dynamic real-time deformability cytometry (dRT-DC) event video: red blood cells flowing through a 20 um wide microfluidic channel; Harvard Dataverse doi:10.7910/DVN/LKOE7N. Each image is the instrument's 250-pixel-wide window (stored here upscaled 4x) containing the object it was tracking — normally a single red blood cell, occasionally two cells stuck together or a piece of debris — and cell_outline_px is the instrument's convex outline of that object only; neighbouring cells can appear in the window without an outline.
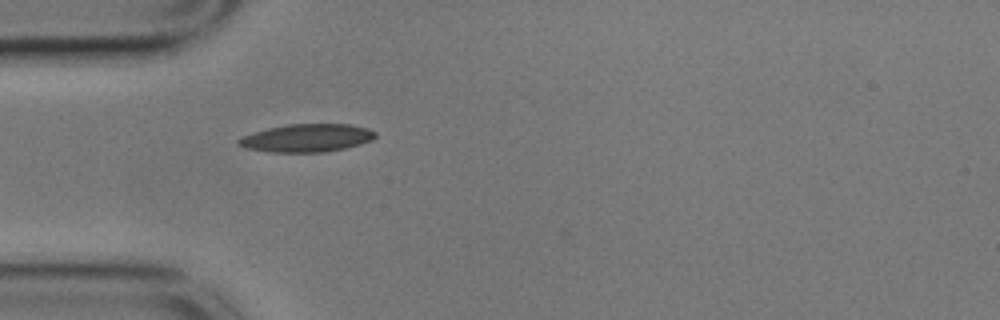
{"species": "common noctule bat (a hibernating species)", "species_latin": "Nyctalus noctula", "temperature_condition": "cold", "stored_images_in_passage": 39, "camera_frame_rate_fps": 3000, "um_per_image_px": 0.085, "animal": {"sex": "male", "body_mass_g": 17.9}, "frame": {"image": 1, "passage_image": 1, "time_ms": 0.0, "image_size_px": [1000, 320], "cell_outline_px": [[376, 136], [372, 140], [360, 144], [344, 148], [324, 152], [268, 152], [244, 148], [236, 144], [236, 140], [244, 136], [268, 128], [288, 124], [348, 124], [368, 128], [376, 132]], "centroid_in_image_um": [26.07, 11.73], "position_along_channel_um": 58.9, "area_um2": 22.25}}
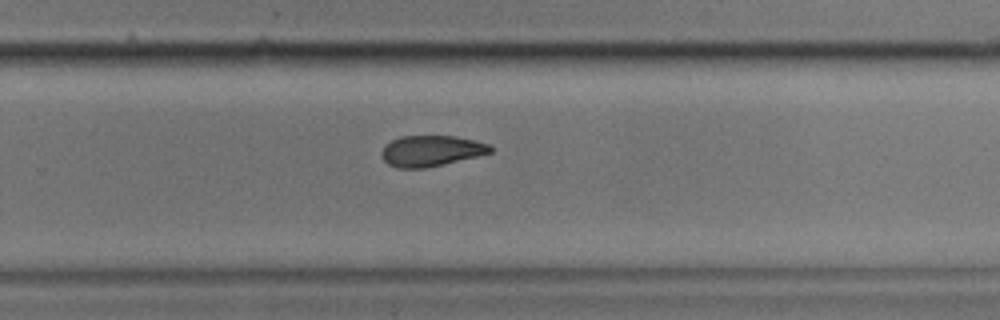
{"frame": {"image": 2, "passage_image": 21, "time_ms": 6.667, "image_size_px": [1000, 320], "cell_outline_px": [[492, 152], [476, 156], [424, 168], [396, 168], [388, 164], [380, 156], [380, 152], [392, 140], [400, 136], [456, 136], [488, 144], [492, 148]], "centroid_in_image_um": [36.6, 12.82], "position_along_channel_um": 293.2, "area_um2": 19.25}}
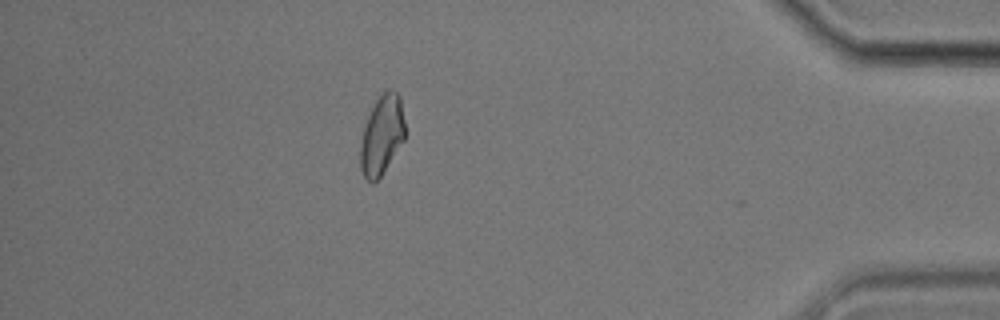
{"frame": {"image": 3, "passage_image": 34, "time_ms": 11.0, "image_size_px": [1000, 320], "cell_outline_px": [[404, 140], [380, 176], [372, 184], [364, 176], [360, 168], [360, 148], [364, 128], [368, 116], [376, 100], [388, 88], [396, 92], [400, 96], [404, 120]], "centroid_in_image_um": [32.45, 11.48], "position_along_channel_um": 402.7, "area_um2": 20.23}, "authors_computed_cell_mechanics": {"area_um2": 20.9236, "velocity_mm_per_s": 3.5435, "shape_relaxation_time_tau1_ms": 6.4707, "shape_relaxation_time_tau2_ms": 5.3507, "deformation_change_tau1": 0.1325, "deformation_change_tau2": 0.1112}}